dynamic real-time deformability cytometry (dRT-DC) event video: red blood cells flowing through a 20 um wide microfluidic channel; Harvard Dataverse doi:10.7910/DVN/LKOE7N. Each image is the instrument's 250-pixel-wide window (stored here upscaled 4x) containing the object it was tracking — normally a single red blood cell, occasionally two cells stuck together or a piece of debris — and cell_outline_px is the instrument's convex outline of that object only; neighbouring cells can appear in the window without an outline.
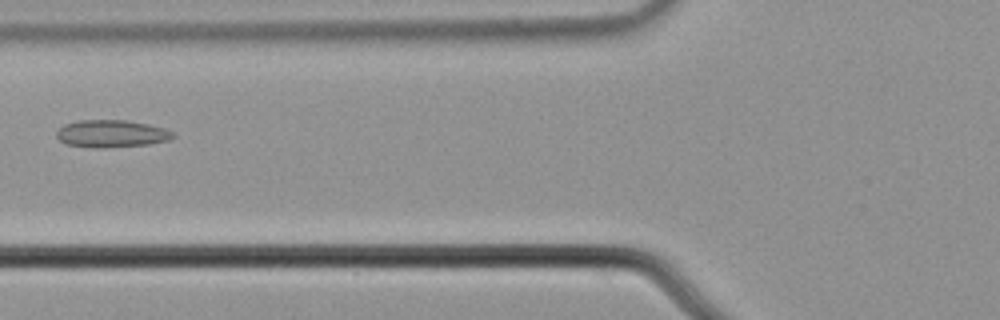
{"species": "common noctule bat (a hibernating species)", "species_latin": "Nyctalus noctula", "temperature_condition": "cold", "stored_images_in_passage": 4, "camera_frame_rate_fps": 3000, "um_per_image_px": 0.085, "animal": {"sex": "male", "body_mass_g": 21.5, "forearm_length_mm": 52.0}, "frame": {"image": 1, "passage_image": 4, "time_ms": 1.0, "image_size_px": [1000, 320], "cell_outline_px": [[176, 136], [168, 140], [148, 144], [100, 148], [64, 144], [56, 136], [56, 132], [64, 124], [80, 120], [128, 120], [148, 124], [164, 128], [172, 132]], "centroid_in_image_um": [9.46, 11.35], "position_along_channel_um": 116.3, "area_um2": 18.5}}